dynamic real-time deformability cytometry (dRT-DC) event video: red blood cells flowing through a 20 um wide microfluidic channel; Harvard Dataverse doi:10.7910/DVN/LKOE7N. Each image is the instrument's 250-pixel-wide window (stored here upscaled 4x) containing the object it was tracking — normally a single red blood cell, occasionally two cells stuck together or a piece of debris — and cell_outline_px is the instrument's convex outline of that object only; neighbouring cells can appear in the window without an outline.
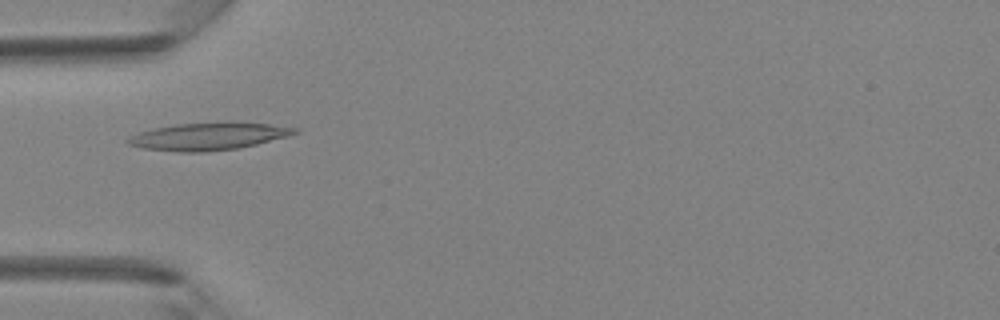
{"species": "Egyptian fruit bat (a non-hibernating species)", "species_latin": "Rousettus aegyptiacus", "temperature_condition": "room temperature", "stored_images_in_passage": 30, "camera_frame_rate_fps": 3000, "um_per_image_px": 0.085, "animal": {"sex": "female"}, "frame": {"image": 1, "passage_image": 1, "time_ms": 0.0, "image_size_px": [1000, 320], "cell_outline_px": [[300, 132], [292, 136], [240, 148], [204, 152], [180, 152], [144, 148], [128, 144], [124, 140], [140, 132], [156, 128], [176, 124], [268, 124], [300, 128]], "centroid_in_image_um": [17.77, 11.62], "position_along_channel_um": 67.2, "area_um2": 25.95}}
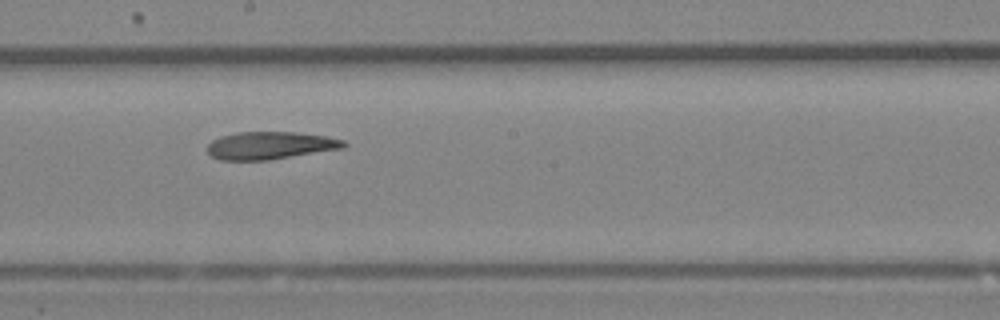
{"frame": {"image": 2, "passage_image": 11, "time_ms": 3.333, "image_size_px": [1000, 320], "cell_outline_px": [[348, 144], [344, 148], [268, 160], [220, 160], [212, 156], [208, 152], [208, 144], [212, 140], [220, 136], [236, 132], [296, 132], [328, 136], [344, 140]], "centroid_in_image_um": [22.98, 12.36], "position_along_channel_um": 225.2, "area_um2": 22.02}}
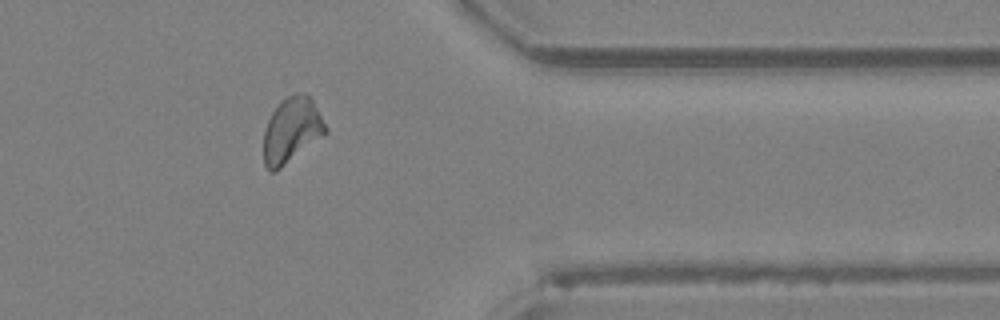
{"frame": {"image": 3, "passage_image": 22, "time_ms": 7.0, "image_size_px": [1000, 320], "cell_outline_px": [[328, 132], [276, 172], [268, 172], [264, 164], [264, 132], [268, 120], [272, 112], [280, 100], [296, 92], [308, 96], [312, 100], [328, 128]], "centroid_in_image_um": [24.77, 11.09], "position_along_channel_um": 386.6, "area_um2": 23.52}}